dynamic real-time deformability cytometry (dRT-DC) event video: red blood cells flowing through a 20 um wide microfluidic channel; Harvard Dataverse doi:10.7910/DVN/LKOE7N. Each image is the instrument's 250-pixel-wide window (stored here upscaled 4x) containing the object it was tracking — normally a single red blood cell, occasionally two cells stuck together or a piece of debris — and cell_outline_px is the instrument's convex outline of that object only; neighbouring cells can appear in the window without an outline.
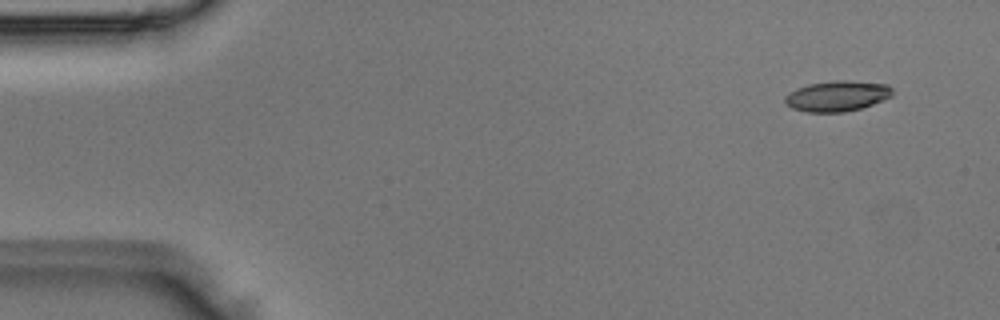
{"species": "Egyptian fruit bat (a non-hibernating species)", "species_latin": "Rousettus aegyptiacus", "temperature_condition": "room temperature", "stored_images_in_passage": 4, "camera_frame_rate_fps": 3000, "um_per_image_px": 0.085, "animal": {"sex": "male"}, "frame": {"image": 1, "passage_image": 1, "time_ms": 0.0, "image_size_px": [1000, 320], "cell_outline_px": [[892, 96], [884, 100], [860, 108], [844, 112], [808, 112], [792, 108], [784, 100], [784, 96], [796, 88], [808, 84], [836, 80], [848, 80], [888, 84], [892, 88]], "centroid_in_image_um": [71.17, 8.15], "position_along_channel_um": 13.8, "area_um2": 19.13}}
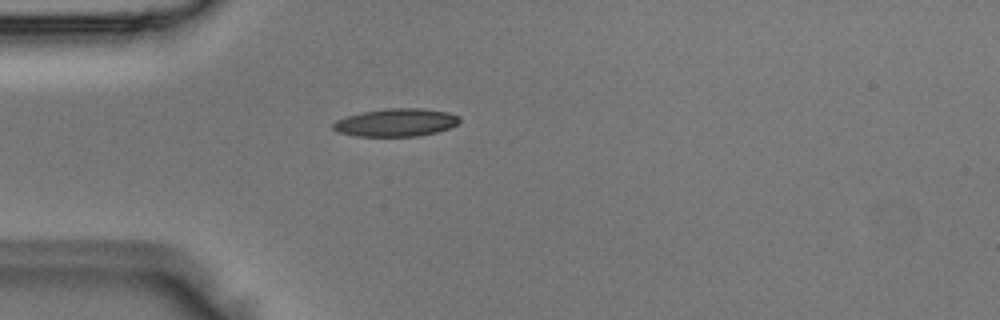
{"frame": {"image": 2, "passage_image": 4, "time_ms": 1.0, "image_size_px": [1000, 320], "cell_outline_px": [[460, 120], [456, 124], [448, 128], [436, 132], [420, 136], [356, 136], [340, 132], [332, 128], [332, 124], [336, 120], [360, 112], [388, 108], [420, 108], [448, 112], [460, 116]], "centroid_in_image_um": [33.66, 10.41], "position_along_channel_um": 51.3, "area_um2": 20.46}}